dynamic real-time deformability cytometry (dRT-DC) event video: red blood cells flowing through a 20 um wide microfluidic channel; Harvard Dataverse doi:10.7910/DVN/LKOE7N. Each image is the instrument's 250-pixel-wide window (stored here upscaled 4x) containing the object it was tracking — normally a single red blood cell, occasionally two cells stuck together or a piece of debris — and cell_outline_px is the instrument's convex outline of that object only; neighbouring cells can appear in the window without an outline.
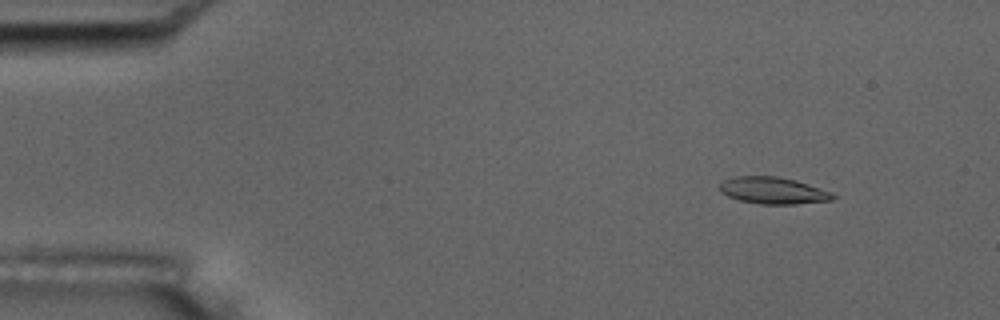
{"species": "common noctule bat (a hibernating species)", "species_latin": "Nyctalus noctula", "temperature_condition": "room temperature", "stored_images_in_passage": 54, "camera_frame_rate_fps": 3000, "um_per_image_px": 0.085, "animal": {"sex": "male", "body_mass_g": 17.5, "forearm_length_mm": 52.3}, "frame": {"image": 1, "passage_image": 6, "time_ms": 1.667, "image_size_px": [1000, 320], "cell_outline_px": [[836, 196], [832, 200], [796, 204], [760, 204], [740, 200], [728, 196], [720, 192], [720, 184], [724, 180], [736, 176], [776, 176], [796, 180], [832, 192]], "centroid_in_image_um": [65.72, 16.19], "position_along_channel_um": 19.3, "area_um2": 17.63}}
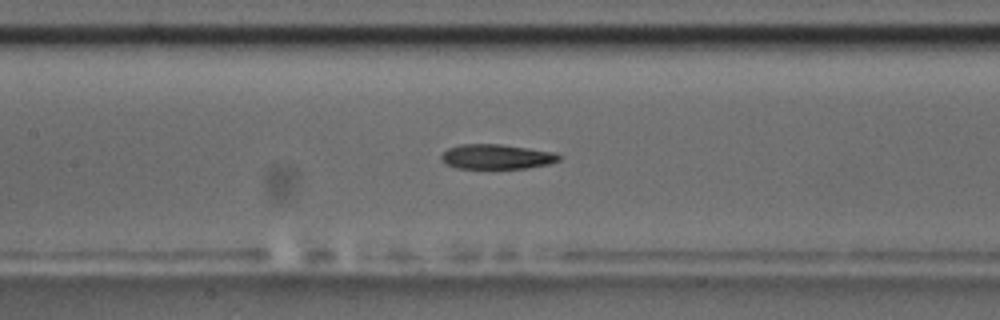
{"frame": {"image": 2, "passage_image": 25, "time_ms": 8.0, "image_size_px": [1000, 320], "cell_outline_px": [[560, 160], [548, 164], [528, 168], [456, 168], [440, 160], [440, 156], [448, 148], [460, 144], [500, 144], [556, 152], [560, 156]], "centroid_in_image_um": [42.21, 13.31], "position_along_channel_um": 165.2, "area_um2": 16.99}}
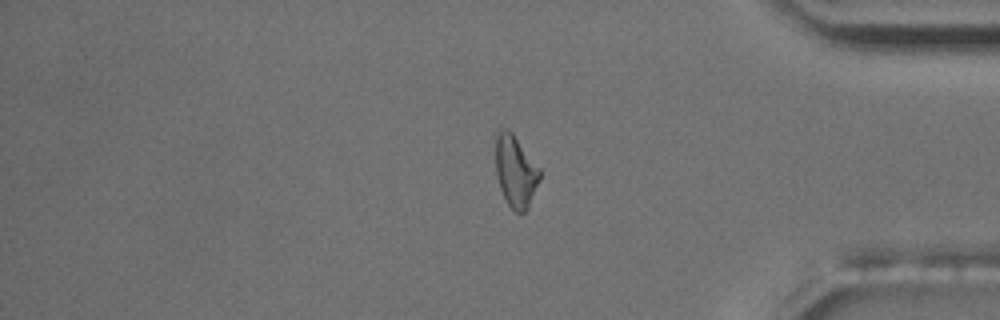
{"frame": {"image": 3, "passage_image": 45, "time_ms": 14.667, "image_size_px": [1000, 320], "cell_outline_px": [[540, 180], [528, 208], [524, 212], [516, 212], [508, 204], [500, 188], [496, 172], [492, 136], [500, 128], [508, 128], [512, 132], [540, 168]], "centroid_in_image_um": [43.77, 14.47], "position_along_channel_um": 391.4, "area_um2": 19.02}}